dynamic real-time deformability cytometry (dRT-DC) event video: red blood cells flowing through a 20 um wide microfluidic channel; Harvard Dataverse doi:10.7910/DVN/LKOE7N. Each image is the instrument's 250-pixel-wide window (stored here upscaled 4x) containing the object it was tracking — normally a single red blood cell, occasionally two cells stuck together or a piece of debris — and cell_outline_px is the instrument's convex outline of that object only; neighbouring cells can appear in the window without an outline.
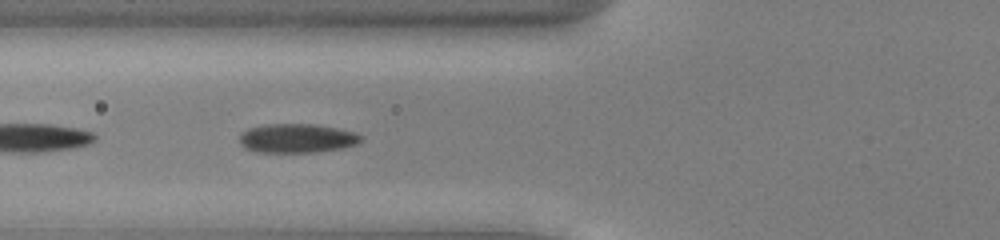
{"species": "common noctule bat (a hibernating species)", "species_latin": "Nyctalus noctula", "temperature_condition": "cold", "stored_images_in_passage": 37, "camera_frame_rate_fps": 3000, "um_per_image_px": 0.085, "animal": {"sex": "male", "body_mass_g": 13.0, "forearm_length_mm": 53.1}, "frame": {"image": 1, "passage_image": 5, "time_ms": 1.333, "image_size_px": [1000, 240], "cell_outline_px": [[364, 136], [356, 144], [344, 148], [316, 152], [256, 152], [244, 148], [240, 144], [240, 132], [248, 128], [264, 124], [316, 124], [356, 132]], "centroid_in_image_um": [25.23, 11.75], "position_along_channel_um": 100.6, "area_um2": 20.81}}
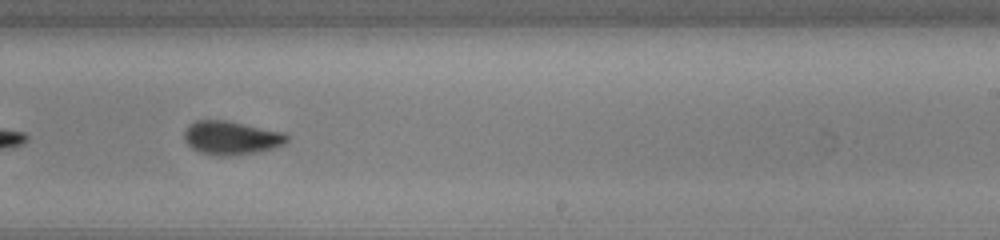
{"frame": {"image": 2, "passage_image": 18, "time_ms": 5.667, "image_size_px": [1000, 240], "cell_outline_px": [[288, 140], [284, 144], [272, 148], [256, 152], [228, 156], [220, 156], [200, 152], [192, 148], [184, 140], [184, 128], [196, 120], [228, 120], [284, 132], [288, 136]], "centroid_in_image_um": [19.64, 11.7], "position_along_channel_um": 269.4, "area_um2": 20.17}}
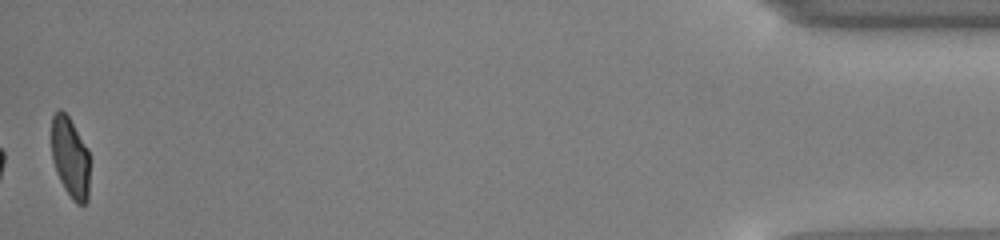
{"frame": {"image": 3, "passage_image": 37, "time_ms": 12.0, "image_size_px": [1000, 240], "cell_outline_px": [[88, 200], [84, 204], [76, 204], [72, 200], [64, 188], [56, 172], [52, 160], [52, 116], [60, 108], [68, 116], [88, 148]], "centroid_in_image_um": [5.96, 13.4], "position_along_channel_um": 429.2, "area_um2": 17.86}, "authors_computed_cell_mechanics": {"area_um2": 20.0566, "velocity_mm_per_s": 3.9014, "shape_relaxation_time_tau1_ms": 3.0388, "shape_relaxation_time_tau2_ms": 2.8226, "deformation_change_tau1": 0.122, "deformation_change_tau2": 0.0489}}